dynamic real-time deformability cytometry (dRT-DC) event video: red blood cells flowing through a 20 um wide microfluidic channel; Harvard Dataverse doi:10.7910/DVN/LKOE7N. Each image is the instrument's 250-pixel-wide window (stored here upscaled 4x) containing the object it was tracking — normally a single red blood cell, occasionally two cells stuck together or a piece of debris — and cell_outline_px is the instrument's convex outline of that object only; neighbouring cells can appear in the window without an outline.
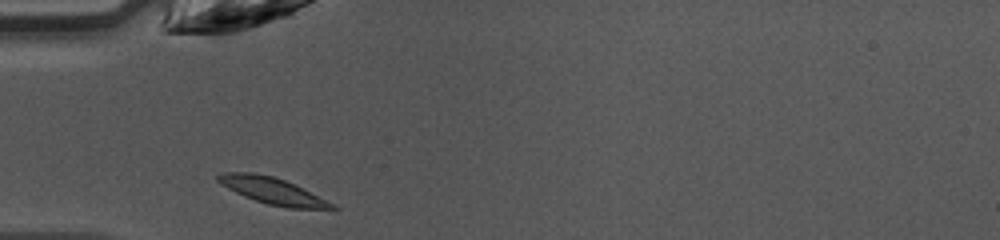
{"species": "common noctule bat (a hibernating species)", "species_latin": "Nyctalus noctula", "temperature_condition": "warm", "stored_images_in_passage": 31, "camera_frame_rate_fps": 3000, "um_per_image_px": 0.085, "animal": {"sex": "female", "body_mass_g": 10.0, "forearm_length_mm": 53.1}, "frame": {"image": 1, "passage_image": 1, "time_ms": 0.0, "image_size_px": [1000, 240], "cell_outline_px": [[340, 208], [288, 208], [268, 204], [244, 196], [228, 188], [216, 180], [216, 176], [220, 172], [252, 172], [272, 176], [284, 180], [336, 204]], "centroid_in_image_um": [23.13, 16.21], "position_along_channel_um": 61.9, "area_um2": 17.28}}
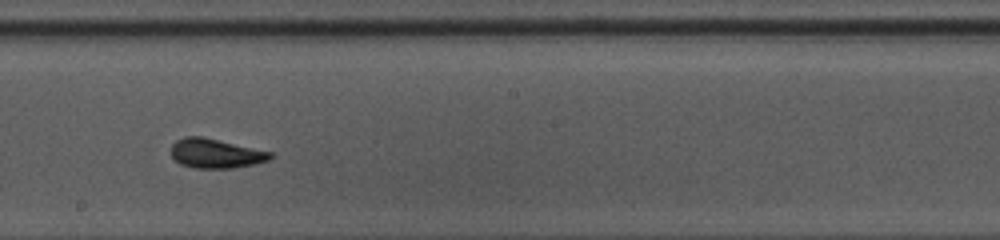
{"frame": {"image": 2, "passage_image": 13, "time_ms": 4.0, "image_size_px": [1000, 240], "cell_outline_px": [[272, 156], [268, 160], [256, 164], [232, 168], [192, 168], [180, 164], [172, 156], [172, 144], [176, 140], [184, 136], [204, 136], [272, 152]], "centroid_in_image_um": [18.32, 13.03], "position_along_channel_um": 229.9, "area_um2": 17.11}}
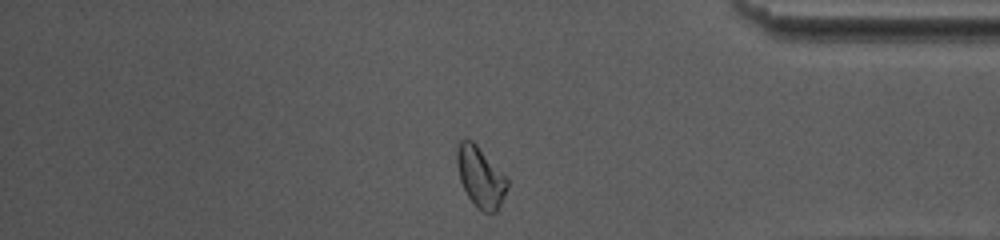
{"frame": {"image": 3, "passage_image": 26, "time_ms": 8.333, "image_size_px": [1000, 240], "cell_outline_px": [[508, 188], [496, 212], [484, 212], [468, 196], [460, 180], [456, 164], [456, 152], [460, 140], [464, 136], [472, 140], [476, 144], [508, 180]], "centroid_in_image_um": [40.81, 15.0], "position_along_channel_um": 394.4, "area_um2": 17.4}, "authors_computed_cell_mechanics": {"area_um2": 16.8776, "velocity_mm_per_s": 4.2601, "shape_relaxation_time_tau1_ms": 2.2099, "shape_relaxation_time_tau2_ms": 2.592, "deformation_change_tau1": 0.1118, "deformation_change_tau2": 0.0846}}